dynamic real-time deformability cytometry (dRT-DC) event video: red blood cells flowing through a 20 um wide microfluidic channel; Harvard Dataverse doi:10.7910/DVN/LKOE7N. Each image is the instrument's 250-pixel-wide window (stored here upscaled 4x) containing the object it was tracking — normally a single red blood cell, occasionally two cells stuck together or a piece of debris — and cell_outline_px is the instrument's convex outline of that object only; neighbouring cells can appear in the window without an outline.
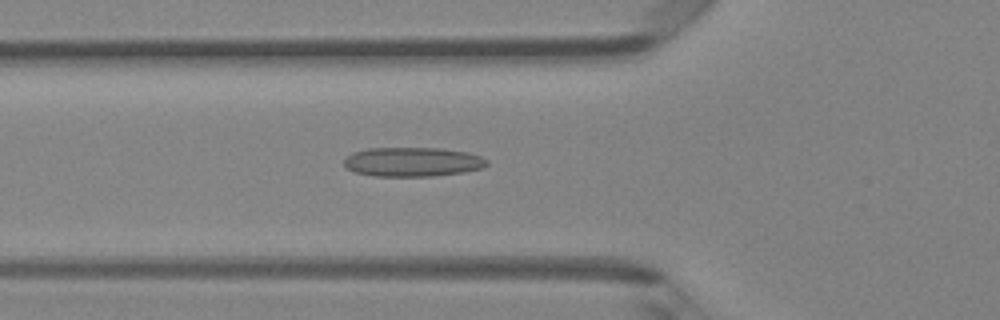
{"species": "Egyptian fruit bat (a non-hibernating species)", "species_latin": "Rousettus aegyptiacus", "temperature_condition": "room temperature", "stored_images_in_passage": 48, "camera_frame_rate_fps": 3000, "um_per_image_px": 0.085, "animal": {"sex": "female"}, "frame": {"image": 1, "passage_image": 17, "time_ms": 5.333, "image_size_px": [1000, 320], "cell_outline_px": [[488, 164], [484, 168], [464, 172], [432, 176], [372, 176], [356, 172], [348, 168], [344, 164], [344, 160], [352, 152], [368, 148], [440, 148], [468, 152], [480, 156], [488, 160]], "centroid_in_image_um": [35.1, 13.76], "position_along_channel_um": 90.7, "area_um2": 24.45}}
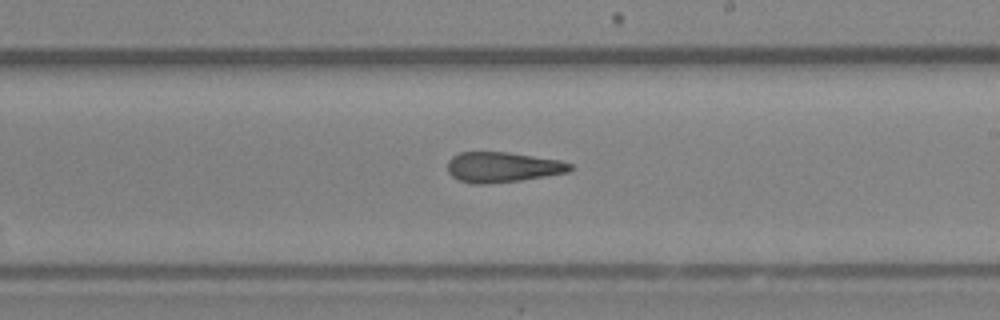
{"frame": {"image": 2, "passage_image": 28, "time_ms": 9.0, "image_size_px": [1000, 320], "cell_outline_px": [[572, 168], [568, 172], [520, 180], [488, 184], [472, 184], [460, 180], [452, 176], [448, 172], [448, 160], [452, 156], [460, 152], [508, 152], [560, 160], [572, 164]], "centroid_in_image_um": [42.69, 14.2], "position_along_channel_um": 246.3, "area_um2": 21.56}}
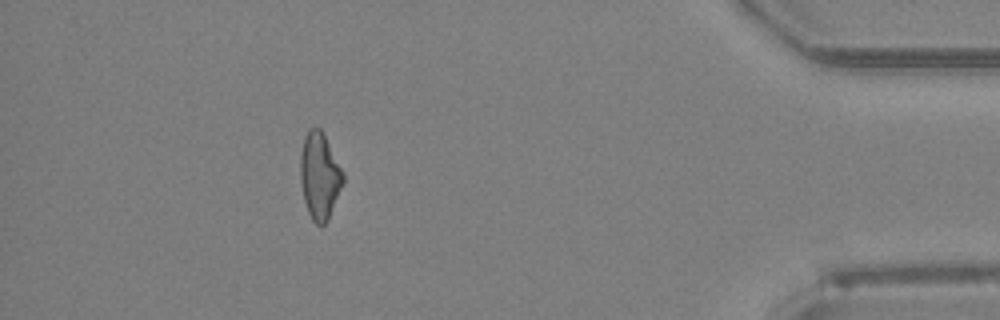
{"frame": {"image": 3, "passage_image": 43, "time_ms": 14.0, "image_size_px": [1000, 320], "cell_outline_px": [[344, 184], [328, 220], [324, 224], [316, 224], [312, 220], [308, 212], [304, 200], [300, 180], [300, 156], [304, 136], [308, 128], [320, 128], [324, 132], [344, 172]], "centroid_in_image_um": [27.18, 14.92], "position_along_channel_um": 408.0, "area_um2": 21.96}}